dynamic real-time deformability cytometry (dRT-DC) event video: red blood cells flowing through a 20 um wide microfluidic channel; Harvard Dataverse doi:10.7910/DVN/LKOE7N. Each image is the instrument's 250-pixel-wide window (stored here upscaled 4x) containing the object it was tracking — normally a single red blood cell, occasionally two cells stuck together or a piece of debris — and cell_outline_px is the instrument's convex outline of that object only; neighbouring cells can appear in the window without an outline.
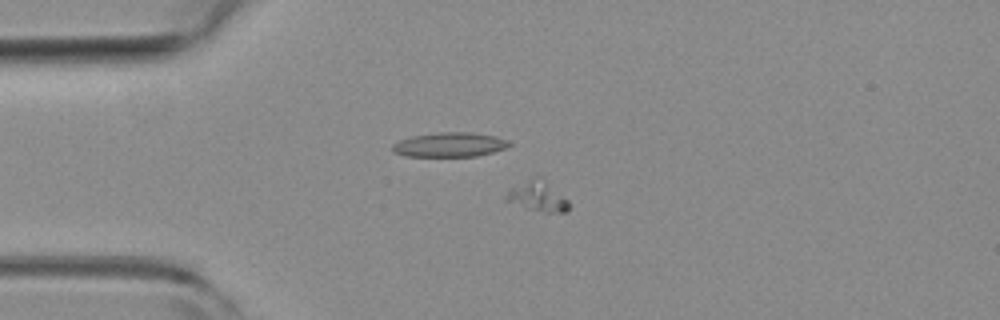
{"species": "common noctule bat (a hibernating species)", "species_latin": "Nyctalus noctula", "temperature_condition": "room temperature", "stored_images_in_passage": 5, "camera_frame_rate_fps": 3000, "um_per_image_px": 0.085, "animal": {"sex": "female", "body_mass_g": 19.3, "forearm_length_mm": 54.1}, "frame": {"image": 1, "passage_image": 3, "time_ms": 0.667, "image_size_px": [1000, 320], "cell_outline_px": [[568, 212], [544, 212], [524, 208], [504, 200], [504, 196], [512, 188], [532, 176], [544, 176], [568, 200]], "centroid_in_image_um": [45.71, 16.65], "position_along_channel_um": 39.3, "area_um2": 11.33}}